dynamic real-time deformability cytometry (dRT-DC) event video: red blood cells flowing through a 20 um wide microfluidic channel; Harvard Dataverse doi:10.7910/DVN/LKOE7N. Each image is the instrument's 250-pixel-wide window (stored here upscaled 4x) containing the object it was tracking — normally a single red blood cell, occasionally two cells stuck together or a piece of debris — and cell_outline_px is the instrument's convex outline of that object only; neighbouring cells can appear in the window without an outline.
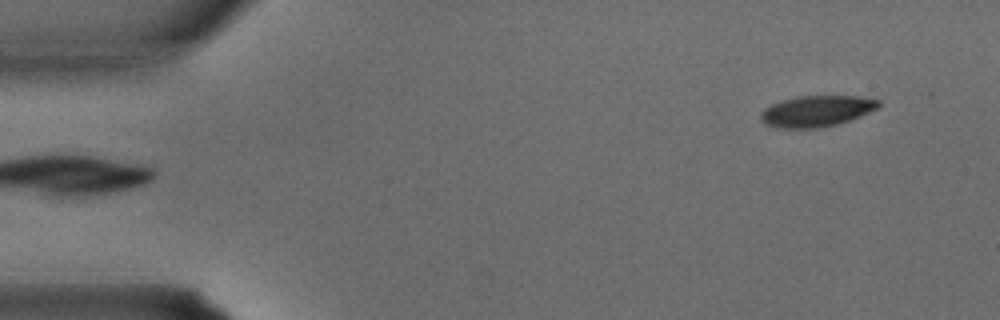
{"species": "common noctule bat (a hibernating species)", "species_latin": "Nyctalus noctula", "temperature_condition": "warm", "stored_images_in_passage": 32, "camera_frame_rate_fps": 3000, "um_per_image_px": 0.085, "animal": {"sex": "male", "body_mass_g": 15.6}, "frame": {"image": 1, "passage_image": 1, "time_ms": 0.0, "image_size_px": [1000, 320], "cell_outline_px": [[880, 104], [876, 108], [860, 116], [836, 124], [820, 128], [776, 128], [764, 124], [760, 120], [760, 112], [764, 108], [772, 104], [796, 96], [860, 96], [880, 100]], "centroid_in_image_um": [69.36, 9.45], "position_along_channel_um": 15.6, "area_um2": 21.33}}
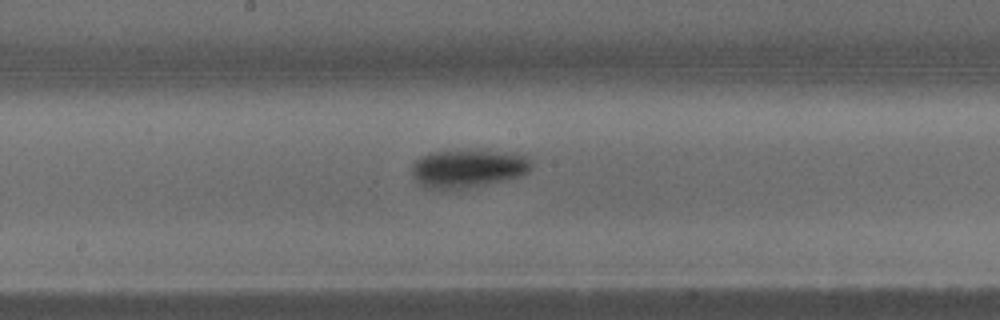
{"frame": {"image": 2, "passage_image": 16, "time_ms": 5.0, "image_size_px": [1000, 320], "cell_outline_px": [[532, 168], [528, 172], [520, 176], [484, 184], [464, 188], [440, 192], [424, 188], [416, 184], [412, 176], [412, 164], [420, 156], [432, 152], [480, 148], [488, 148], [516, 152], [528, 156], [532, 160]], "centroid_in_image_um": [39.77, 14.29], "position_along_channel_um": 208.4, "area_um2": 28.09}}
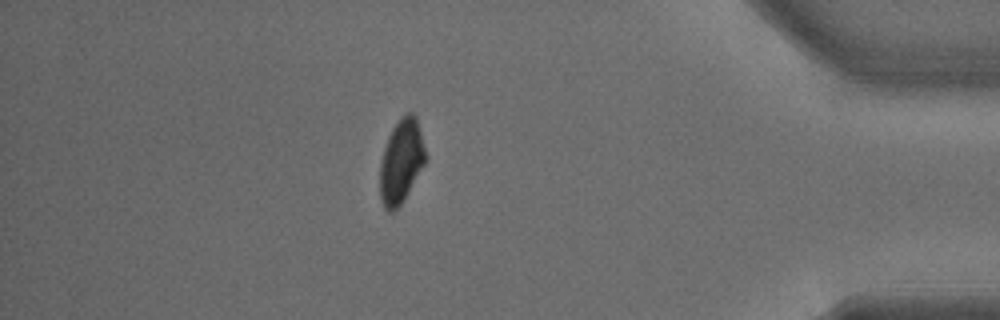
{"frame": {"image": 3, "passage_image": 28, "time_ms": 9.0, "image_size_px": [1000, 320], "cell_outline_px": [[428, 156], [424, 164], [404, 200], [396, 212], [388, 212], [384, 208], [380, 200], [380, 164], [384, 148], [388, 136], [392, 128], [400, 116], [408, 112], [412, 112], [416, 116]], "centroid_in_image_um": [34.11, 13.72], "position_along_channel_um": 401.1, "area_um2": 22.66}}